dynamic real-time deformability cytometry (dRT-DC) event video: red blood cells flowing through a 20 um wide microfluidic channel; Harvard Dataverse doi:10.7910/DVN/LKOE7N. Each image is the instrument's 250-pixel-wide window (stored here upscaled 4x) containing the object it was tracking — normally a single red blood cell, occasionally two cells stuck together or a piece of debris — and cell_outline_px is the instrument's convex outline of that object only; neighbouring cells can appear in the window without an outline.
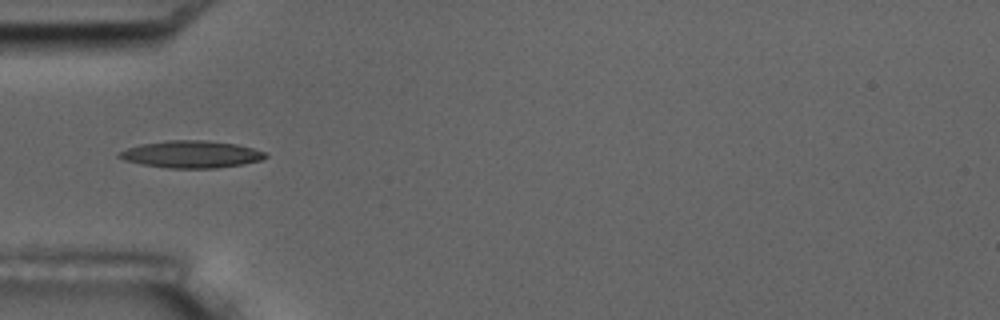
{"species": "common noctule bat (a hibernating species)", "species_latin": "Nyctalus noctula", "temperature_condition": "room temperature", "stored_images_in_passage": 7, "camera_frame_rate_fps": 3000, "um_per_image_px": 0.085, "animal": {"sex": "male", "body_mass_g": 17.5, "forearm_length_mm": 52.3}, "frame": {"image": 1, "passage_image": 6, "time_ms": 5.667, "image_size_px": [1000, 320], "cell_outline_px": [[268, 156], [260, 160], [244, 164], [216, 168], [168, 168], [140, 164], [124, 160], [116, 156], [116, 152], [140, 144], [168, 140], [208, 140], [236, 144], [268, 152]], "centroid_in_image_um": [16.24, 13.11], "position_along_channel_um": 68.8, "area_um2": 23.35}}